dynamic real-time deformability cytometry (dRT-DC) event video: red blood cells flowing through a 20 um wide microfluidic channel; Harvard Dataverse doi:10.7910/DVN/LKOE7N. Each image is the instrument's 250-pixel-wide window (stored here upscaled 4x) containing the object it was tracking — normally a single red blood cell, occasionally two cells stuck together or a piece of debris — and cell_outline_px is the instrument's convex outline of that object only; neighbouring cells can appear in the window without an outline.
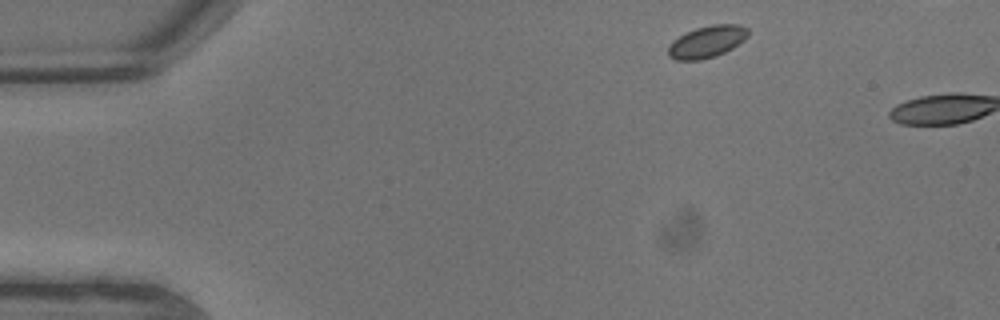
{"species": "common noctule bat (a hibernating species)", "species_latin": "Nyctalus noctula", "temperature_condition": "warm", "stored_images_in_passage": 2, "camera_frame_rate_fps": 3000, "um_per_image_px": 0.085, "animal": {"sex": "male", "body_mass_g": 13.3}, "frame": {"image": 1, "passage_image": 1, "time_ms": 0.0, "image_size_px": [1000, 320], "cell_outline_px": [[748, 36], [744, 40], [732, 48], [716, 56], [700, 60], [676, 60], [668, 56], [668, 48], [672, 40], [696, 28], [712, 24], [740, 24], [748, 28]], "centroid_in_image_um": [60.1, 3.54], "position_along_channel_um": 24.9, "area_um2": 14.85}}